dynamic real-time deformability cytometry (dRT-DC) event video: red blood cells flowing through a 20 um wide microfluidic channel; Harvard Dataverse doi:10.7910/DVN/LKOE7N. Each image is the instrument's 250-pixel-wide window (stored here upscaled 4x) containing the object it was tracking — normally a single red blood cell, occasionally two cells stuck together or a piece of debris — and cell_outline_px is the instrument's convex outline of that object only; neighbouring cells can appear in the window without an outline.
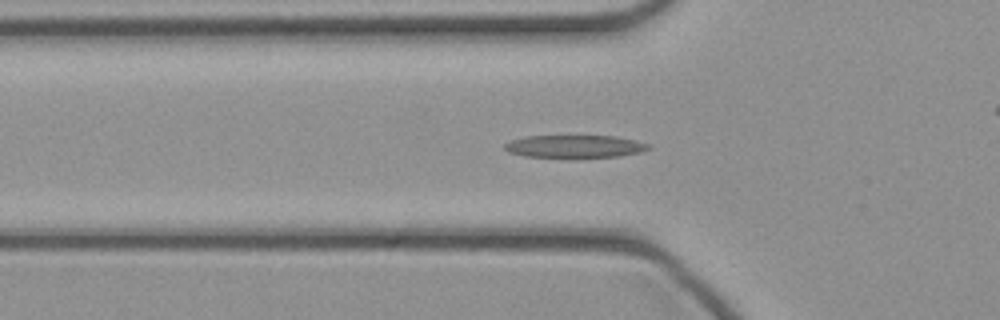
{"species": "common noctule bat (a hibernating species)", "species_latin": "Nyctalus noctula", "temperature_condition": "cold", "stored_images_in_passage": 45, "camera_frame_rate_fps": 3000, "um_per_image_px": 0.085, "animal": {"sex": "female", "body_mass_g": 21.9}, "frame": {"image": 1, "passage_image": 14, "time_ms": 4.333, "image_size_px": [1000, 320], "cell_outline_px": [[652, 148], [640, 152], [620, 156], [524, 156], [508, 152], [504, 148], [504, 144], [512, 140], [528, 136], [616, 136], [636, 140], [652, 144]], "centroid_in_image_um": [48.92, 12.42], "position_along_channel_um": 76.9, "area_um2": 18.61}}
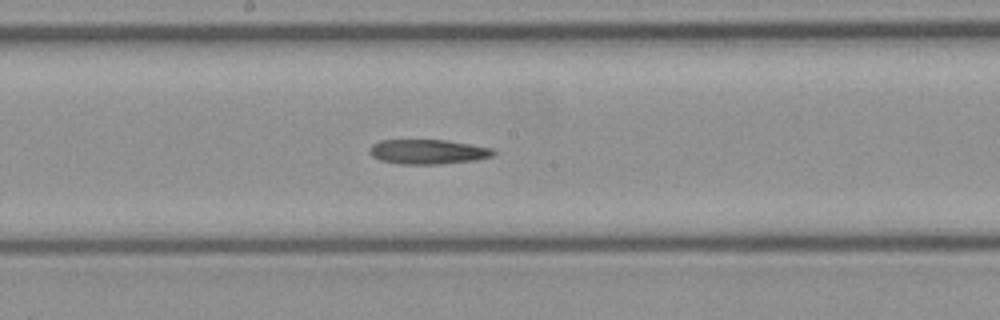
{"frame": {"image": 2, "passage_image": 23, "time_ms": 7.333, "image_size_px": [1000, 320], "cell_outline_px": [[496, 152], [492, 156], [476, 160], [440, 164], [400, 164], [380, 160], [372, 156], [368, 152], [368, 148], [372, 144], [380, 140], [444, 140], [492, 148]], "centroid_in_image_um": [36.33, 12.9], "position_along_channel_um": 211.9, "area_um2": 17.8}}
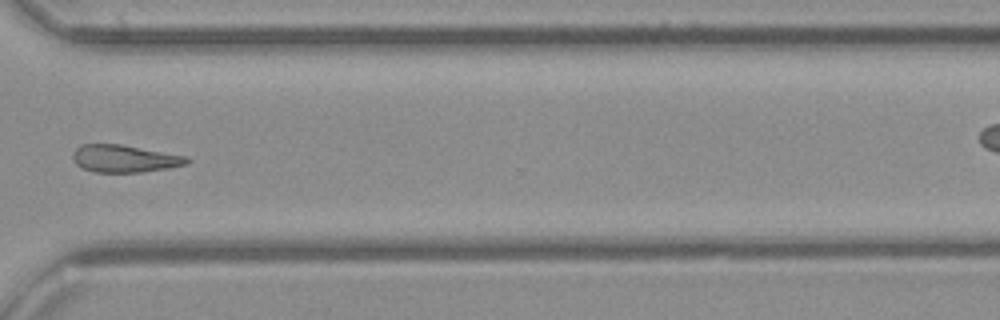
{"frame": {"image": 3, "passage_image": 33, "time_ms": 10.667, "image_size_px": [1000, 320], "cell_outline_px": [[192, 160], [188, 164], [168, 168], [140, 172], [92, 172], [80, 168], [72, 160], [72, 152], [80, 144], [120, 144], [188, 156]], "centroid_in_image_um": [10.57, 13.48], "position_along_channel_um": 360.0, "area_um2": 18.5}}